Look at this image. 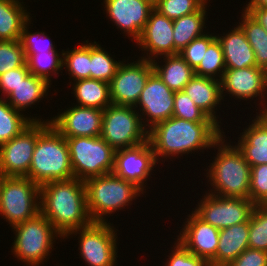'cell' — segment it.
Returning <instances> with one entry per match:
<instances>
[{
  "label": "cell",
  "mask_w": 267,
  "mask_h": 266,
  "mask_svg": "<svg viewBox=\"0 0 267 266\" xmlns=\"http://www.w3.org/2000/svg\"><path fill=\"white\" fill-rule=\"evenodd\" d=\"M23 4V0H0V41L20 39L23 26L32 19Z\"/></svg>",
  "instance_id": "4316f807"
},
{
  "label": "cell",
  "mask_w": 267,
  "mask_h": 266,
  "mask_svg": "<svg viewBox=\"0 0 267 266\" xmlns=\"http://www.w3.org/2000/svg\"><path fill=\"white\" fill-rule=\"evenodd\" d=\"M15 110L5 99L0 98V145L17 136L32 121H42Z\"/></svg>",
  "instance_id": "4dcf8cb0"
},
{
  "label": "cell",
  "mask_w": 267,
  "mask_h": 266,
  "mask_svg": "<svg viewBox=\"0 0 267 266\" xmlns=\"http://www.w3.org/2000/svg\"><path fill=\"white\" fill-rule=\"evenodd\" d=\"M235 144L250 166L267 164V116L256 113Z\"/></svg>",
  "instance_id": "44dd1931"
},
{
  "label": "cell",
  "mask_w": 267,
  "mask_h": 266,
  "mask_svg": "<svg viewBox=\"0 0 267 266\" xmlns=\"http://www.w3.org/2000/svg\"><path fill=\"white\" fill-rule=\"evenodd\" d=\"M40 212L63 239L71 231L93 222L88 213L84 181L75 177L41 185Z\"/></svg>",
  "instance_id": "7a4b0ae2"
},
{
  "label": "cell",
  "mask_w": 267,
  "mask_h": 266,
  "mask_svg": "<svg viewBox=\"0 0 267 266\" xmlns=\"http://www.w3.org/2000/svg\"><path fill=\"white\" fill-rule=\"evenodd\" d=\"M241 22L245 36L255 53L256 65L267 72V33L264 27L248 12L242 10Z\"/></svg>",
  "instance_id": "f546056e"
},
{
  "label": "cell",
  "mask_w": 267,
  "mask_h": 266,
  "mask_svg": "<svg viewBox=\"0 0 267 266\" xmlns=\"http://www.w3.org/2000/svg\"><path fill=\"white\" fill-rule=\"evenodd\" d=\"M12 230L15 237L11 252L27 266L44 265L43 262L49 260L52 250L55 249V238L63 239L41 212L32 219L14 226Z\"/></svg>",
  "instance_id": "8992f818"
},
{
  "label": "cell",
  "mask_w": 267,
  "mask_h": 266,
  "mask_svg": "<svg viewBox=\"0 0 267 266\" xmlns=\"http://www.w3.org/2000/svg\"><path fill=\"white\" fill-rule=\"evenodd\" d=\"M136 43L139 51L142 50L147 55L139 57L142 59L152 61L158 56L174 55L173 20L153 8Z\"/></svg>",
  "instance_id": "d6986e66"
},
{
  "label": "cell",
  "mask_w": 267,
  "mask_h": 266,
  "mask_svg": "<svg viewBox=\"0 0 267 266\" xmlns=\"http://www.w3.org/2000/svg\"><path fill=\"white\" fill-rule=\"evenodd\" d=\"M202 6L199 0H157L154 3V9L171 20L192 14Z\"/></svg>",
  "instance_id": "f35d334b"
},
{
  "label": "cell",
  "mask_w": 267,
  "mask_h": 266,
  "mask_svg": "<svg viewBox=\"0 0 267 266\" xmlns=\"http://www.w3.org/2000/svg\"><path fill=\"white\" fill-rule=\"evenodd\" d=\"M65 139L75 178L85 181L112 173L116 150L103 138L81 136Z\"/></svg>",
  "instance_id": "52a82bcc"
},
{
  "label": "cell",
  "mask_w": 267,
  "mask_h": 266,
  "mask_svg": "<svg viewBox=\"0 0 267 266\" xmlns=\"http://www.w3.org/2000/svg\"><path fill=\"white\" fill-rule=\"evenodd\" d=\"M112 225L110 222H92L89 226L71 231L65 238L79 234V255L86 265L117 266L118 229Z\"/></svg>",
  "instance_id": "30bf717a"
},
{
  "label": "cell",
  "mask_w": 267,
  "mask_h": 266,
  "mask_svg": "<svg viewBox=\"0 0 267 266\" xmlns=\"http://www.w3.org/2000/svg\"><path fill=\"white\" fill-rule=\"evenodd\" d=\"M50 121H38V138L27 174L39 186L74 177L67 141Z\"/></svg>",
  "instance_id": "3957f363"
},
{
  "label": "cell",
  "mask_w": 267,
  "mask_h": 266,
  "mask_svg": "<svg viewBox=\"0 0 267 266\" xmlns=\"http://www.w3.org/2000/svg\"><path fill=\"white\" fill-rule=\"evenodd\" d=\"M225 139L224 133L212 147L217 148V155L206 170L207 183L212 187L208 193L220 197L249 198L251 166L237 146Z\"/></svg>",
  "instance_id": "277c9868"
},
{
  "label": "cell",
  "mask_w": 267,
  "mask_h": 266,
  "mask_svg": "<svg viewBox=\"0 0 267 266\" xmlns=\"http://www.w3.org/2000/svg\"><path fill=\"white\" fill-rule=\"evenodd\" d=\"M84 184L88 213L93 222H108L106 218L113 212L123 210L145 193L134 183L113 173L89 178Z\"/></svg>",
  "instance_id": "5b68a950"
},
{
  "label": "cell",
  "mask_w": 267,
  "mask_h": 266,
  "mask_svg": "<svg viewBox=\"0 0 267 266\" xmlns=\"http://www.w3.org/2000/svg\"><path fill=\"white\" fill-rule=\"evenodd\" d=\"M51 84L34 74L30 73L21 81L5 100L15 109L23 113L28 107L36 105L47 97Z\"/></svg>",
  "instance_id": "484cf974"
},
{
  "label": "cell",
  "mask_w": 267,
  "mask_h": 266,
  "mask_svg": "<svg viewBox=\"0 0 267 266\" xmlns=\"http://www.w3.org/2000/svg\"><path fill=\"white\" fill-rule=\"evenodd\" d=\"M220 88L222 100L225 99V96H228L226 93L240 101L253 100L255 97L257 100L259 96L258 100L262 99L258 104L261 110L256 113H264L267 109V72L264 69L257 66L243 69L226 68L220 80ZM260 104L263 106L262 108H260Z\"/></svg>",
  "instance_id": "7c38bea8"
},
{
  "label": "cell",
  "mask_w": 267,
  "mask_h": 266,
  "mask_svg": "<svg viewBox=\"0 0 267 266\" xmlns=\"http://www.w3.org/2000/svg\"><path fill=\"white\" fill-rule=\"evenodd\" d=\"M163 59L162 63H158V59ZM154 72L159 78L173 91H183L185 85L194 77V70L190 65L178 54L165 55L151 61Z\"/></svg>",
  "instance_id": "d4e9b609"
},
{
  "label": "cell",
  "mask_w": 267,
  "mask_h": 266,
  "mask_svg": "<svg viewBox=\"0 0 267 266\" xmlns=\"http://www.w3.org/2000/svg\"><path fill=\"white\" fill-rule=\"evenodd\" d=\"M69 83L70 87L73 85L76 105L105 110L112 104L108 82L86 78Z\"/></svg>",
  "instance_id": "83f0119b"
},
{
  "label": "cell",
  "mask_w": 267,
  "mask_h": 266,
  "mask_svg": "<svg viewBox=\"0 0 267 266\" xmlns=\"http://www.w3.org/2000/svg\"><path fill=\"white\" fill-rule=\"evenodd\" d=\"M267 192V164L251 166L249 198L256 204Z\"/></svg>",
  "instance_id": "7bdbcfd3"
},
{
  "label": "cell",
  "mask_w": 267,
  "mask_h": 266,
  "mask_svg": "<svg viewBox=\"0 0 267 266\" xmlns=\"http://www.w3.org/2000/svg\"><path fill=\"white\" fill-rule=\"evenodd\" d=\"M32 20L30 19L22 29L20 36V42L25 54H39L42 52L58 51L55 44L52 43L50 37L45 32H30L29 26H31ZM42 42V43H41Z\"/></svg>",
  "instance_id": "8d00e7d4"
},
{
  "label": "cell",
  "mask_w": 267,
  "mask_h": 266,
  "mask_svg": "<svg viewBox=\"0 0 267 266\" xmlns=\"http://www.w3.org/2000/svg\"><path fill=\"white\" fill-rule=\"evenodd\" d=\"M228 266H267V252L248 247Z\"/></svg>",
  "instance_id": "f6af8a7d"
},
{
  "label": "cell",
  "mask_w": 267,
  "mask_h": 266,
  "mask_svg": "<svg viewBox=\"0 0 267 266\" xmlns=\"http://www.w3.org/2000/svg\"><path fill=\"white\" fill-rule=\"evenodd\" d=\"M86 42V43H85ZM68 51L63 50V68L67 69L71 81L90 78V42ZM72 78V79H71Z\"/></svg>",
  "instance_id": "836d02e7"
},
{
  "label": "cell",
  "mask_w": 267,
  "mask_h": 266,
  "mask_svg": "<svg viewBox=\"0 0 267 266\" xmlns=\"http://www.w3.org/2000/svg\"><path fill=\"white\" fill-rule=\"evenodd\" d=\"M124 62L109 82L110 98L115 105L135 106L154 69L150 60L142 58L130 64Z\"/></svg>",
  "instance_id": "4fadbf2b"
},
{
  "label": "cell",
  "mask_w": 267,
  "mask_h": 266,
  "mask_svg": "<svg viewBox=\"0 0 267 266\" xmlns=\"http://www.w3.org/2000/svg\"><path fill=\"white\" fill-rule=\"evenodd\" d=\"M183 91L210 119L221 124L222 119L218 120L219 115H216L217 107L222 104L219 80L194 75Z\"/></svg>",
  "instance_id": "603a6c76"
},
{
  "label": "cell",
  "mask_w": 267,
  "mask_h": 266,
  "mask_svg": "<svg viewBox=\"0 0 267 266\" xmlns=\"http://www.w3.org/2000/svg\"><path fill=\"white\" fill-rule=\"evenodd\" d=\"M153 4L157 1V0H150Z\"/></svg>",
  "instance_id": "816d5d0a"
},
{
  "label": "cell",
  "mask_w": 267,
  "mask_h": 266,
  "mask_svg": "<svg viewBox=\"0 0 267 266\" xmlns=\"http://www.w3.org/2000/svg\"><path fill=\"white\" fill-rule=\"evenodd\" d=\"M173 117L192 122H215L199 109L184 91L174 92Z\"/></svg>",
  "instance_id": "74e56055"
},
{
  "label": "cell",
  "mask_w": 267,
  "mask_h": 266,
  "mask_svg": "<svg viewBox=\"0 0 267 266\" xmlns=\"http://www.w3.org/2000/svg\"><path fill=\"white\" fill-rule=\"evenodd\" d=\"M197 203L193 212L219 230L248 221L255 207L250 198L220 197L208 191Z\"/></svg>",
  "instance_id": "8fae6325"
},
{
  "label": "cell",
  "mask_w": 267,
  "mask_h": 266,
  "mask_svg": "<svg viewBox=\"0 0 267 266\" xmlns=\"http://www.w3.org/2000/svg\"><path fill=\"white\" fill-rule=\"evenodd\" d=\"M100 137L118 150L144 143L148 140V130L134 106L111 104L103 110Z\"/></svg>",
  "instance_id": "9c48e42d"
},
{
  "label": "cell",
  "mask_w": 267,
  "mask_h": 266,
  "mask_svg": "<svg viewBox=\"0 0 267 266\" xmlns=\"http://www.w3.org/2000/svg\"><path fill=\"white\" fill-rule=\"evenodd\" d=\"M223 133V134H222ZM224 135L221 125L216 122H192L177 117L161 121L148 130V140L156 160L179 158L189 153H202L212 149ZM196 150V151H195Z\"/></svg>",
  "instance_id": "6da1fadb"
},
{
  "label": "cell",
  "mask_w": 267,
  "mask_h": 266,
  "mask_svg": "<svg viewBox=\"0 0 267 266\" xmlns=\"http://www.w3.org/2000/svg\"><path fill=\"white\" fill-rule=\"evenodd\" d=\"M226 70L224 54L216 38L207 48L199 66L194 70L196 76L221 80Z\"/></svg>",
  "instance_id": "e575fe53"
},
{
  "label": "cell",
  "mask_w": 267,
  "mask_h": 266,
  "mask_svg": "<svg viewBox=\"0 0 267 266\" xmlns=\"http://www.w3.org/2000/svg\"><path fill=\"white\" fill-rule=\"evenodd\" d=\"M190 214L176 240L192 254L210 262L216 256L220 230L204 222L193 210Z\"/></svg>",
  "instance_id": "ffe728a7"
},
{
  "label": "cell",
  "mask_w": 267,
  "mask_h": 266,
  "mask_svg": "<svg viewBox=\"0 0 267 266\" xmlns=\"http://www.w3.org/2000/svg\"><path fill=\"white\" fill-rule=\"evenodd\" d=\"M174 242L164 266H210L206 259L192 254L178 240Z\"/></svg>",
  "instance_id": "b9f144b4"
},
{
  "label": "cell",
  "mask_w": 267,
  "mask_h": 266,
  "mask_svg": "<svg viewBox=\"0 0 267 266\" xmlns=\"http://www.w3.org/2000/svg\"><path fill=\"white\" fill-rule=\"evenodd\" d=\"M249 248L267 252V209L255 205L249 219Z\"/></svg>",
  "instance_id": "d590c367"
},
{
  "label": "cell",
  "mask_w": 267,
  "mask_h": 266,
  "mask_svg": "<svg viewBox=\"0 0 267 266\" xmlns=\"http://www.w3.org/2000/svg\"><path fill=\"white\" fill-rule=\"evenodd\" d=\"M243 10L254 17L267 33V8H244Z\"/></svg>",
  "instance_id": "bcb514c9"
},
{
  "label": "cell",
  "mask_w": 267,
  "mask_h": 266,
  "mask_svg": "<svg viewBox=\"0 0 267 266\" xmlns=\"http://www.w3.org/2000/svg\"><path fill=\"white\" fill-rule=\"evenodd\" d=\"M255 205L267 209V192Z\"/></svg>",
  "instance_id": "c3c4849f"
},
{
  "label": "cell",
  "mask_w": 267,
  "mask_h": 266,
  "mask_svg": "<svg viewBox=\"0 0 267 266\" xmlns=\"http://www.w3.org/2000/svg\"><path fill=\"white\" fill-rule=\"evenodd\" d=\"M38 138V121H32L10 141L0 145V175L27 177Z\"/></svg>",
  "instance_id": "5bb4252c"
},
{
  "label": "cell",
  "mask_w": 267,
  "mask_h": 266,
  "mask_svg": "<svg viewBox=\"0 0 267 266\" xmlns=\"http://www.w3.org/2000/svg\"><path fill=\"white\" fill-rule=\"evenodd\" d=\"M248 240L249 220L220 230L216 256L210 266H228L249 247Z\"/></svg>",
  "instance_id": "cb8c5ba5"
},
{
  "label": "cell",
  "mask_w": 267,
  "mask_h": 266,
  "mask_svg": "<svg viewBox=\"0 0 267 266\" xmlns=\"http://www.w3.org/2000/svg\"><path fill=\"white\" fill-rule=\"evenodd\" d=\"M40 213V186L27 177L1 175L0 215L13 228Z\"/></svg>",
  "instance_id": "ba28073f"
},
{
  "label": "cell",
  "mask_w": 267,
  "mask_h": 266,
  "mask_svg": "<svg viewBox=\"0 0 267 266\" xmlns=\"http://www.w3.org/2000/svg\"><path fill=\"white\" fill-rule=\"evenodd\" d=\"M207 6L198 11L173 20L174 55L182 51L192 40L204 35L207 26Z\"/></svg>",
  "instance_id": "f1b7e54d"
},
{
  "label": "cell",
  "mask_w": 267,
  "mask_h": 266,
  "mask_svg": "<svg viewBox=\"0 0 267 266\" xmlns=\"http://www.w3.org/2000/svg\"><path fill=\"white\" fill-rule=\"evenodd\" d=\"M25 55L30 73L47 80L50 84H52V76H60L59 73L63 70V50L61 54L58 51H52Z\"/></svg>",
  "instance_id": "1f68e13d"
},
{
  "label": "cell",
  "mask_w": 267,
  "mask_h": 266,
  "mask_svg": "<svg viewBox=\"0 0 267 266\" xmlns=\"http://www.w3.org/2000/svg\"><path fill=\"white\" fill-rule=\"evenodd\" d=\"M243 8H267V0H250Z\"/></svg>",
  "instance_id": "7dc6e473"
},
{
  "label": "cell",
  "mask_w": 267,
  "mask_h": 266,
  "mask_svg": "<svg viewBox=\"0 0 267 266\" xmlns=\"http://www.w3.org/2000/svg\"><path fill=\"white\" fill-rule=\"evenodd\" d=\"M234 28V29H233ZM216 38L221 44L226 68L243 69L256 65L255 53L244 31L237 25Z\"/></svg>",
  "instance_id": "7402d4cb"
},
{
  "label": "cell",
  "mask_w": 267,
  "mask_h": 266,
  "mask_svg": "<svg viewBox=\"0 0 267 266\" xmlns=\"http://www.w3.org/2000/svg\"><path fill=\"white\" fill-rule=\"evenodd\" d=\"M0 202H1V175H0Z\"/></svg>",
  "instance_id": "f907efd6"
},
{
  "label": "cell",
  "mask_w": 267,
  "mask_h": 266,
  "mask_svg": "<svg viewBox=\"0 0 267 266\" xmlns=\"http://www.w3.org/2000/svg\"><path fill=\"white\" fill-rule=\"evenodd\" d=\"M203 5L207 6L210 0H199Z\"/></svg>",
  "instance_id": "681fc988"
},
{
  "label": "cell",
  "mask_w": 267,
  "mask_h": 266,
  "mask_svg": "<svg viewBox=\"0 0 267 266\" xmlns=\"http://www.w3.org/2000/svg\"><path fill=\"white\" fill-rule=\"evenodd\" d=\"M134 107L138 112L140 109L142 124L150 130L157 123L173 116L174 92L153 72Z\"/></svg>",
  "instance_id": "2e32d148"
},
{
  "label": "cell",
  "mask_w": 267,
  "mask_h": 266,
  "mask_svg": "<svg viewBox=\"0 0 267 266\" xmlns=\"http://www.w3.org/2000/svg\"><path fill=\"white\" fill-rule=\"evenodd\" d=\"M104 3V4H103ZM104 11L110 21L119 28L124 36L137 41L148 21L149 14L154 8L150 0H103Z\"/></svg>",
  "instance_id": "e0dca14e"
},
{
  "label": "cell",
  "mask_w": 267,
  "mask_h": 266,
  "mask_svg": "<svg viewBox=\"0 0 267 266\" xmlns=\"http://www.w3.org/2000/svg\"><path fill=\"white\" fill-rule=\"evenodd\" d=\"M26 59L20 40L0 41V75L25 65Z\"/></svg>",
  "instance_id": "ab89813d"
},
{
  "label": "cell",
  "mask_w": 267,
  "mask_h": 266,
  "mask_svg": "<svg viewBox=\"0 0 267 266\" xmlns=\"http://www.w3.org/2000/svg\"><path fill=\"white\" fill-rule=\"evenodd\" d=\"M155 153L147 140L144 143L118 149L115 152L114 168L112 173L120 178L134 183L143 192L146 189L148 178L152 174L154 167L157 165ZM146 182V183H145Z\"/></svg>",
  "instance_id": "9a60e30c"
},
{
  "label": "cell",
  "mask_w": 267,
  "mask_h": 266,
  "mask_svg": "<svg viewBox=\"0 0 267 266\" xmlns=\"http://www.w3.org/2000/svg\"><path fill=\"white\" fill-rule=\"evenodd\" d=\"M30 71L28 69L27 63L21 67L9 70L2 75H0V91L3 93L0 95V98L5 99L13 89L23 81Z\"/></svg>",
  "instance_id": "ee69618b"
},
{
  "label": "cell",
  "mask_w": 267,
  "mask_h": 266,
  "mask_svg": "<svg viewBox=\"0 0 267 266\" xmlns=\"http://www.w3.org/2000/svg\"><path fill=\"white\" fill-rule=\"evenodd\" d=\"M205 33L201 37L192 40L179 55L195 70L206 52L208 46L216 39V33Z\"/></svg>",
  "instance_id": "60d3db41"
},
{
  "label": "cell",
  "mask_w": 267,
  "mask_h": 266,
  "mask_svg": "<svg viewBox=\"0 0 267 266\" xmlns=\"http://www.w3.org/2000/svg\"><path fill=\"white\" fill-rule=\"evenodd\" d=\"M112 54H109L106 49L100 44L90 42V78L110 82L119 65L123 61H116Z\"/></svg>",
  "instance_id": "d6a6232c"
},
{
  "label": "cell",
  "mask_w": 267,
  "mask_h": 266,
  "mask_svg": "<svg viewBox=\"0 0 267 266\" xmlns=\"http://www.w3.org/2000/svg\"><path fill=\"white\" fill-rule=\"evenodd\" d=\"M103 122V110L74 105L51 118L52 126L65 138L99 137Z\"/></svg>",
  "instance_id": "ac0fdd59"
}]
</instances>
